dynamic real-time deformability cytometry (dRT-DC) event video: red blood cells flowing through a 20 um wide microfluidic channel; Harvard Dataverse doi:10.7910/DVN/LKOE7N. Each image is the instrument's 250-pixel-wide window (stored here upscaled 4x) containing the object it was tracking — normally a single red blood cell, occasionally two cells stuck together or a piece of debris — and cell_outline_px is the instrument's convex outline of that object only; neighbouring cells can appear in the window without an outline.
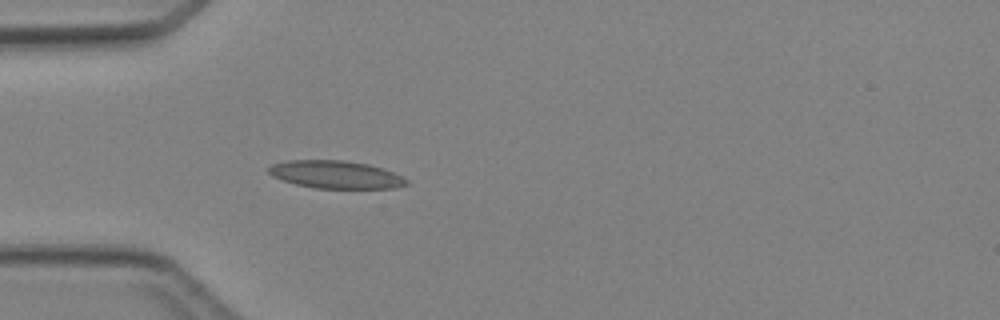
{"species": "Egyptian fruit bat (a non-hibernating species)", "species_latin": "Rousettus aegyptiacus", "temperature_condition": "cold", "stored_images_in_passage": 3, "camera_frame_rate_fps": 3000, "um_per_image_px": 0.085, "animal": {"sex": "female"}, "frame": {"image": 1, "passage_image": 3, "time_ms": 2.333, "image_size_px": [1000, 320], "cell_outline_px": [[408, 184], [396, 188], [316, 188], [296, 184], [272, 176], [268, 172], [268, 168], [272, 164], [288, 160], [344, 160], [368, 164], [392, 172], [408, 180]], "centroid_in_image_um": [28.52, 14.83], "position_along_channel_um": 56.5, "area_um2": 22.08}}